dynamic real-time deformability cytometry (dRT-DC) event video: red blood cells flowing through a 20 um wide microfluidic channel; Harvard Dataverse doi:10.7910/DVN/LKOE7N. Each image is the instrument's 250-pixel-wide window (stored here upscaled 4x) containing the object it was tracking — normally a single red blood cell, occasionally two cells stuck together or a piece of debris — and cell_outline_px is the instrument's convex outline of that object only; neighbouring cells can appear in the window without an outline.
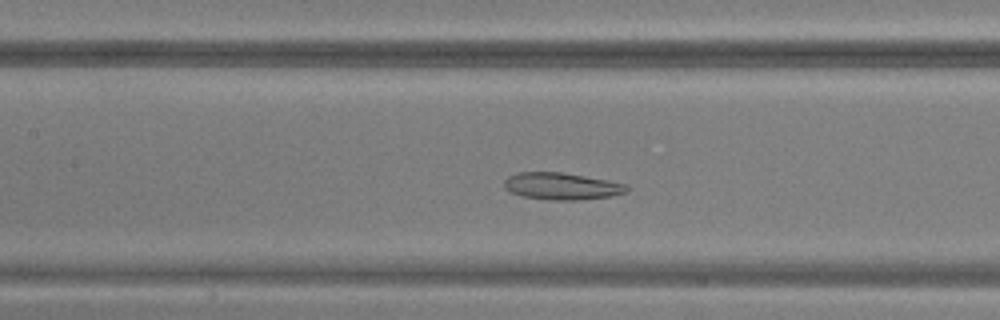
{"species": "common noctule bat (a hibernating species)", "species_latin": "Nyctalus noctula", "temperature_condition": "warm", "stored_images_in_passage": 43, "segment_of_instrument_passage": [1, 2], "camera_frame_rate_fps": 3000, "um_per_image_px": 0.085, "animal": {"sex": "male", "body_mass_g": 20.5, "forearm_length_mm": 52.5}, "frame": {"image": 1, "passage_image": 17, "time_ms": 5.333, "image_size_px": [1000, 320], "cell_outline_px": [[628, 192], [612, 196], [576, 200], [552, 200], [520, 196], [504, 188], [504, 180], [508, 176], [516, 172], [560, 172], [608, 180], [624, 184], [628, 188]], "centroid_in_image_um": [47.71, 15.82], "position_along_channel_um": 159.7, "area_um2": 19.25}}
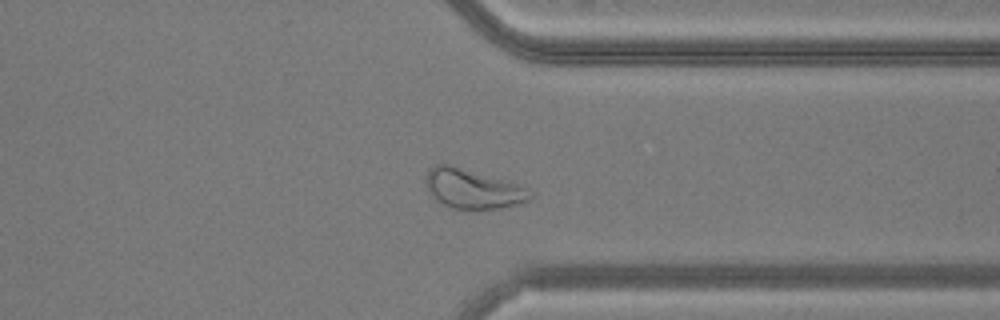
{"frame": {"image": 2, "passage_image": 32, "time_ms": 10.333, "image_size_px": [1000, 320], "cell_outline_px": [[532, 196], [528, 200], [516, 204], [500, 208], [452, 208], [436, 200], [428, 192], [424, 180], [428, 168], [436, 164], [452, 164], [516, 184], [524, 188]], "centroid_in_image_um": [40.07, 16.02], "position_along_channel_um": 371.3, "area_um2": 23.58}}
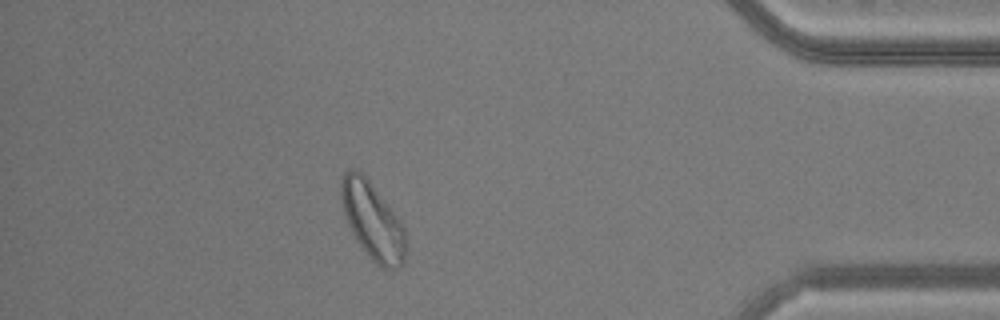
{"frame": {"image": 3, "passage_image": 37, "time_ms": 12.0, "image_size_px": [1000, 320], "cell_outline_px": [[408, 248], [404, 260], [392, 272], [376, 264], [368, 256], [356, 240], [348, 224], [344, 212], [340, 196], [340, 184], [344, 172], [348, 168], [356, 168], [368, 180], [400, 220], [404, 228]], "centroid_in_image_um": [31.67, 18.8], "position_along_channel_um": 403.5, "area_um2": 29.07}}